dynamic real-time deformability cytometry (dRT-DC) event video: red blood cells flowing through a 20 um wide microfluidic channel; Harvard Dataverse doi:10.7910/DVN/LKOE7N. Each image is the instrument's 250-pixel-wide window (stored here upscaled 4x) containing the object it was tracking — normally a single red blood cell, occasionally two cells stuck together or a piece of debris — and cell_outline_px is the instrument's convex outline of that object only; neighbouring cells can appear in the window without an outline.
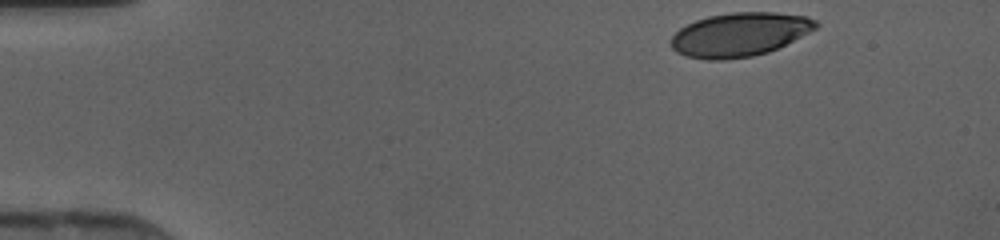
{"species": "human", "species_latin": "Homo sapiens", "temperature_condition": "cold", "stored_images_in_passage": 35, "camera_frame_rate_fps": 3000, "um_per_image_px": 0.085, "donor": {"sex": "female"}, "frame": {"image": 1, "passage_image": 1, "time_ms": 0.0, "image_size_px": [1000, 240], "cell_outline_px": [[820, 24], [816, 28], [768, 52], [752, 56], [724, 60], [708, 60], [684, 56], [676, 52], [672, 48], [672, 36], [680, 28], [696, 20], [708, 16], [732, 12], [776, 12], [804, 16], [816, 20]], "centroid_in_image_um": [62.84, 2.93], "position_along_channel_um": 22.2, "area_um2": 36.7}}
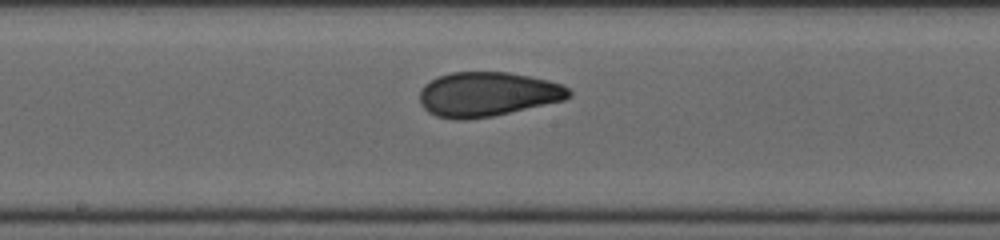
{"frame": {"image": 2, "passage_image": 20, "time_ms": 6.333, "image_size_px": [1000, 240], "cell_outline_px": [[572, 96], [564, 100], [492, 116], [464, 120], [460, 120], [436, 116], [428, 112], [420, 104], [420, 88], [424, 84], [436, 76], [452, 72], [508, 72], [548, 80], [560, 84], [568, 88], [572, 92]], "centroid_in_image_um": [41.4, 8.0], "position_along_channel_um": 206.8, "area_um2": 38.73}}
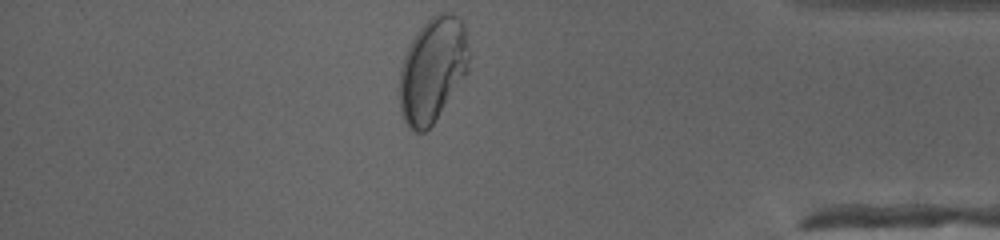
{"frame": {"image": 3, "passage_image": 35, "time_ms": 11.333, "image_size_px": [1000, 240], "cell_outline_px": [[468, 72], [432, 124], [424, 132], [412, 132], [408, 128], [400, 112], [400, 68], [404, 56], [416, 32], [436, 12], [448, 12], [460, 16], [464, 24], [468, 48]], "centroid_in_image_um": [36.77, 5.92], "position_along_channel_um": 398.4, "area_um2": 42.37}}